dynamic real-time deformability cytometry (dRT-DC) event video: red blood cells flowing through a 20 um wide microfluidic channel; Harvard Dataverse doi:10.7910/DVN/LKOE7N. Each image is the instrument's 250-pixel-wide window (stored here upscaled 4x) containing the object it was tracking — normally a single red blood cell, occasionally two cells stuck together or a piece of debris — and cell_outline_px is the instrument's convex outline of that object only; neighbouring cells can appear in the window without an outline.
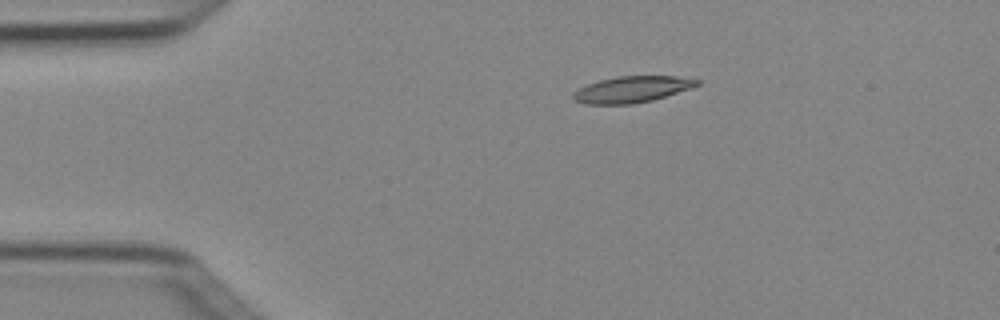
{"species": "Egyptian fruit bat (a non-hibernating species)", "species_latin": "Rousettus aegyptiacus", "temperature_condition": "cold", "stored_images_in_passage": 5, "camera_frame_rate_fps": 3000, "um_per_image_px": 0.085, "animal": {"sex": "female"}, "frame": {"image": 1, "passage_image": 2, "time_ms": 0.333, "image_size_px": [1000, 320], "cell_outline_px": [[700, 84], [692, 88], [652, 100], [632, 104], [584, 104], [576, 100], [572, 96], [572, 92], [588, 84], [600, 80], [616, 76], [676, 76], [700, 80]], "centroid_in_image_um": [53.72, 7.59], "position_along_channel_um": 31.3, "area_um2": 18.9}}
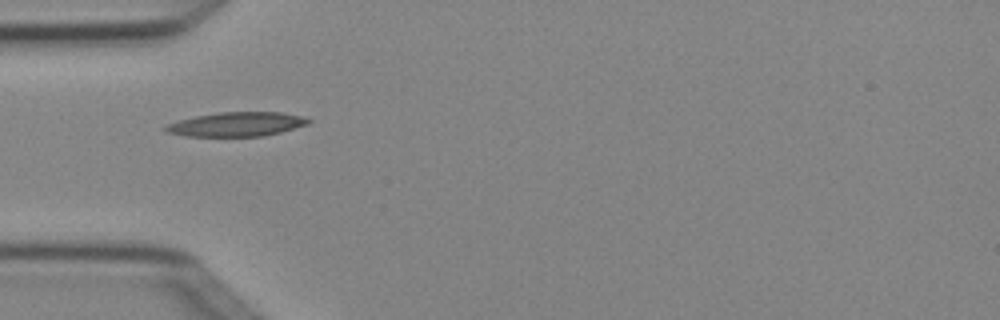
{"frame": {"image": 2, "passage_image": 4, "time_ms": 1.0, "image_size_px": [1000, 320], "cell_outline_px": [[312, 120], [308, 124], [280, 132], [264, 136], [184, 136], [168, 132], [164, 128], [168, 124], [180, 120], [196, 116], [220, 112], [280, 112], [300, 116]], "centroid_in_image_um": [20.13, 10.56], "position_along_channel_um": 64.9, "area_um2": 19.88}}
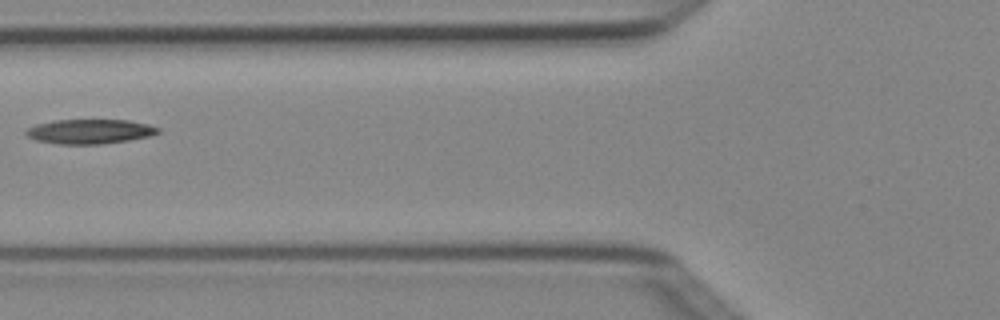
{"frame": {"image": 3, "passage_image": 5, "time_ms": 1.333, "image_size_px": [1000, 320], "cell_outline_px": [[160, 132], [152, 136], [104, 144], [60, 144], [36, 140], [28, 136], [24, 132], [28, 128], [36, 124], [52, 120], [128, 120], [148, 124], [160, 128]], "centroid_in_image_um": [7.66, 11.17], "position_along_channel_um": 118.1, "area_um2": 18.96}}